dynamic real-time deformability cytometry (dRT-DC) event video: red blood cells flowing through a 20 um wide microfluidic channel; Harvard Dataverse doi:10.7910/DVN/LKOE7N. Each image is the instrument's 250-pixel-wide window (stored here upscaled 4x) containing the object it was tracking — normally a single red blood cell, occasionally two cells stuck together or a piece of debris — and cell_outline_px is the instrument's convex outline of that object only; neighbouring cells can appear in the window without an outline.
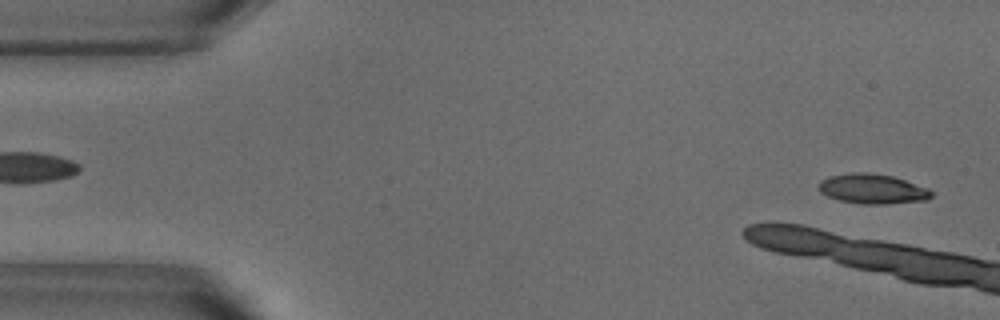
{"species": "common noctule bat (a hibernating species)", "species_latin": "Nyctalus noctula", "temperature_condition": "warm", "stored_images_in_passage": 5, "camera_frame_rate_fps": 3000, "um_per_image_px": 0.085, "animal": {"sex": "male", "body_mass_g": 18.8}, "frame": {"image": 1, "passage_image": 1, "time_ms": 0.0, "image_size_px": [1000, 320], "cell_outline_px": [[932, 196], [924, 200], [884, 204], [864, 204], [840, 200], [828, 196], [820, 192], [820, 180], [828, 176], [852, 172], [864, 172], [892, 176], [928, 188], [932, 192]], "centroid_in_image_um": [74.14, 16.05], "position_along_channel_um": 10.9, "area_um2": 19.31}}